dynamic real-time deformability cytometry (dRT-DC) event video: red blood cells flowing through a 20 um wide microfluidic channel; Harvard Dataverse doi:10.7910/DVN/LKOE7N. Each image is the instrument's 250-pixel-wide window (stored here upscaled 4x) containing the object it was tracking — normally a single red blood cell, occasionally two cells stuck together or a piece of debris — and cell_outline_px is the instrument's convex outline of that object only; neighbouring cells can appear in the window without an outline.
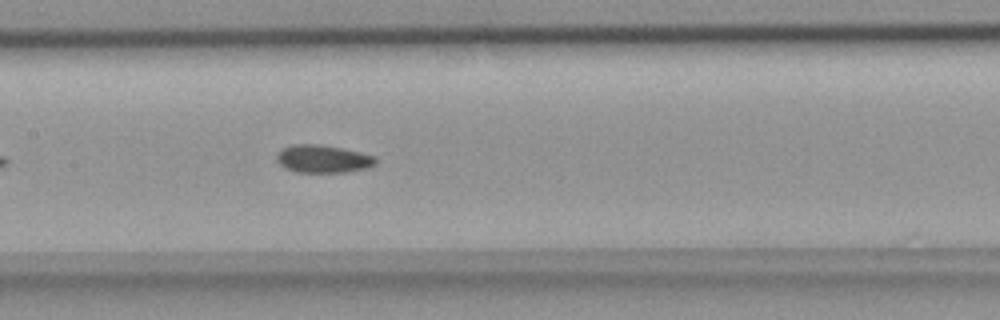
{"species": "common noctule bat (a hibernating species)", "species_latin": "Nyctalus noctula", "temperature_condition": "room temperature", "stored_images_in_passage": 21, "camera_frame_rate_fps": 3000, "um_per_image_px": 0.085, "animal": {"sex": "female", "body_mass_g": 18.4}, "frame": {"image": 1, "passage_image": 12, "time_ms": 3.667, "image_size_px": [1000, 320], "cell_outline_px": [[376, 164], [368, 168], [344, 172], [296, 172], [284, 168], [276, 160], [276, 156], [284, 148], [292, 144], [320, 144], [344, 148], [376, 156]], "centroid_in_image_um": [27.47, 13.5], "position_along_channel_um": 179.9, "area_um2": 16.13}}
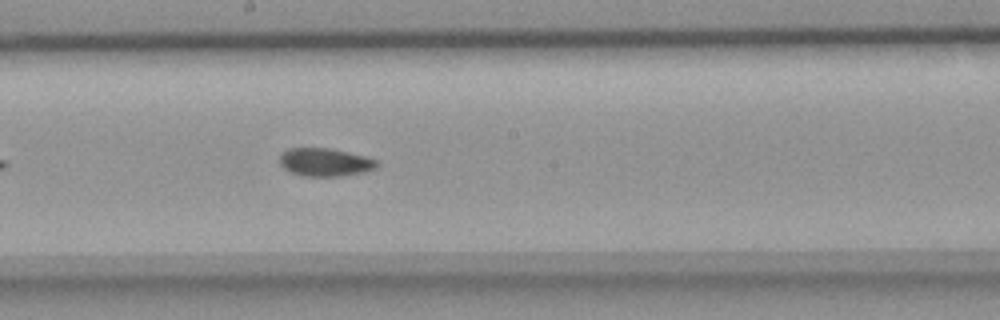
{"frame": {"image": 2, "passage_image": 15, "time_ms": 4.667, "image_size_px": [1000, 320], "cell_outline_px": [[380, 164], [376, 168], [364, 172], [340, 176], [304, 176], [292, 172], [284, 168], [280, 164], [280, 156], [288, 148], [332, 148], [364, 156], [376, 160]], "centroid_in_image_um": [27.65, 13.78], "position_along_channel_um": 220.6, "area_um2": 15.84}}
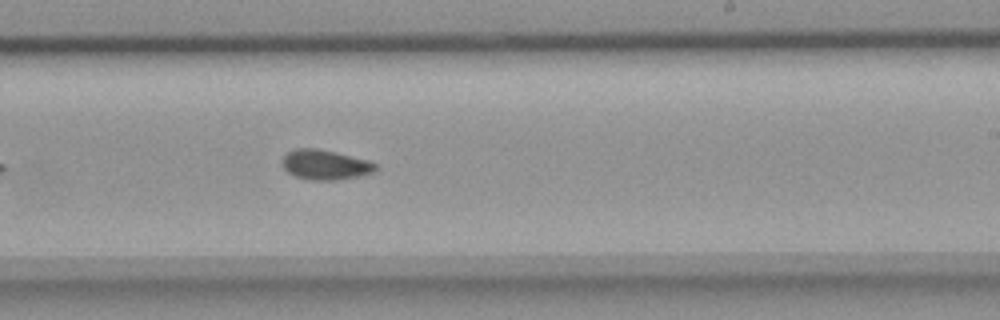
{"frame": {"image": 3, "passage_image": 18, "time_ms": 5.667, "image_size_px": [1000, 320], "cell_outline_px": [[376, 168], [372, 172], [360, 176], [336, 180], [312, 180], [296, 176], [288, 172], [284, 168], [280, 160], [288, 152], [296, 148], [316, 148], [336, 152], [368, 160], [376, 164]], "centroid_in_image_um": [27.62, 14.0], "position_along_channel_um": 261.4, "area_um2": 16.18}}